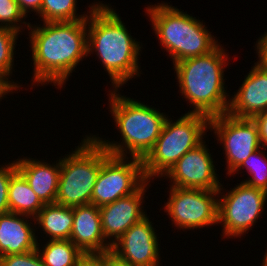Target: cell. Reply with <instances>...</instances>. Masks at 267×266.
Segmentation results:
<instances>
[{
	"label": "cell",
	"instance_id": "obj_1",
	"mask_svg": "<svg viewBox=\"0 0 267 266\" xmlns=\"http://www.w3.org/2000/svg\"><path fill=\"white\" fill-rule=\"evenodd\" d=\"M28 27L33 77L30 86L62 88L74 69L87 58V20L43 22ZM57 86V87H56Z\"/></svg>",
	"mask_w": 267,
	"mask_h": 266
},
{
	"label": "cell",
	"instance_id": "obj_2",
	"mask_svg": "<svg viewBox=\"0 0 267 266\" xmlns=\"http://www.w3.org/2000/svg\"><path fill=\"white\" fill-rule=\"evenodd\" d=\"M87 52H94L109 76L113 89H120L132 78L141 77L139 56L142 43L129 33L121 16L102 1L87 18Z\"/></svg>",
	"mask_w": 267,
	"mask_h": 266
},
{
	"label": "cell",
	"instance_id": "obj_3",
	"mask_svg": "<svg viewBox=\"0 0 267 266\" xmlns=\"http://www.w3.org/2000/svg\"><path fill=\"white\" fill-rule=\"evenodd\" d=\"M225 51L219 44L206 55L173 64L182 99L184 97L192 106L188 113H199L211 118L227 112L231 95L226 92L224 71L230 58L229 52Z\"/></svg>",
	"mask_w": 267,
	"mask_h": 266
},
{
	"label": "cell",
	"instance_id": "obj_4",
	"mask_svg": "<svg viewBox=\"0 0 267 266\" xmlns=\"http://www.w3.org/2000/svg\"><path fill=\"white\" fill-rule=\"evenodd\" d=\"M110 90L107 91L109 112L122 138L117 142L91 135L111 155L127 157L130 154V157L143 159L155 145L169 115L145 102L121 95L119 89Z\"/></svg>",
	"mask_w": 267,
	"mask_h": 266
},
{
	"label": "cell",
	"instance_id": "obj_5",
	"mask_svg": "<svg viewBox=\"0 0 267 266\" xmlns=\"http://www.w3.org/2000/svg\"><path fill=\"white\" fill-rule=\"evenodd\" d=\"M168 4L170 3L163 1L147 5L144 12L150 18L153 33L168 52L173 64L206 55L220 44L203 24V20Z\"/></svg>",
	"mask_w": 267,
	"mask_h": 266
},
{
	"label": "cell",
	"instance_id": "obj_6",
	"mask_svg": "<svg viewBox=\"0 0 267 266\" xmlns=\"http://www.w3.org/2000/svg\"><path fill=\"white\" fill-rule=\"evenodd\" d=\"M209 121L208 116L199 113L187 112L174 122L167 117L155 145L142 159L146 180L163 178L183 155L201 144Z\"/></svg>",
	"mask_w": 267,
	"mask_h": 266
},
{
	"label": "cell",
	"instance_id": "obj_7",
	"mask_svg": "<svg viewBox=\"0 0 267 266\" xmlns=\"http://www.w3.org/2000/svg\"><path fill=\"white\" fill-rule=\"evenodd\" d=\"M110 153L90 134L60 158L56 204L76 207L91 203V196L103 161Z\"/></svg>",
	"mask_w": 267,
	"mask_h": 266
},
{
	"label": "cell",
	"instance_id": "obj_8",
	"mask_svg": "<svg viewBox=\"0 0 267 266\" xmlns=\"http://www.w3.org/2000/svg\"><path fill=\"white\" fill-rule=\"evenodd\" d=\"M223 188L221 185L218 192V225L222 223L223 227L221 237L241 238L251 231L262 217L266 209L267 192L244 182L235 184V187L226 193Z\"/></svg>",
	"mask_w": 267,
	"mask_h": 266
},
{
	"label": "cell",
	"instance_id": "obj_9",
	"mask_svg": "<svg viewBox=\"0 0 267 266\" xmlns=\"http://www.w3.org/2000/svg\"><path fill=\"white\" fill-rule=\"evenodd\" d=\"M164 212L179 230L218 225V192L200 188L169 187Z\"/></svg>",
	"mask_w": 267,
	"mask_h": 266
},
{
	"label": "cell",
	"instance_id": "obj_10",
	"mask_svg": "<svg viewBox=\"0 0 267 266\" xmlns=\"http://www.w3.org/2000/svg\"><path fill=\"white\" fill-rule=\"evenodd\" d=\"M146 181L142 159L110 154L101 165L91 203L97 207L110 204L135 193Z\"/></svg>",
	"mask_w": 267,
	"mask_h": 266
},
{
	"label": "cell",
	"instance_id": "obj_11",
	"mask_svg": "<svg viewBox=\"0 0 267 266\" xmlns=\"http://www.w3.org/2000/svg\"><path fill=\"white\" fill-rule=\"evenodd\" d=\"M209 130L223 147L229 176L244 160L262 147L253 119L235 118L227 113L210 118Z\"/></svg>",
	"mask_w": 267,
	"mask_h": 266
},
{
	"label": "cell",
	"instance_id": "obj_12",
	"mask_svg": "<svg viewBox=\"0 0 267 266\" xmlns=\"http://www.w3.org/2000/svg\"><path fill=\"white\" fill-rule=\"evenodd\" d=\"M153 226L148 215L133 224L111 245L113 259L129 266H160L161 246Z\"/></svg>",
	"mask_w": 267,
	"mask_h": 266
},
{
	"label": "cell",
	"instance_id": "obj_13",
	"mask_svg": "<svg viewBox=\"0 0 267 266\" xmlns=\"http://www.w3.org/2000/svg\"><path fill=\"white\" fill-rule=\"evenodd\" d=\"M206 141L183 155L163 176L172 187L219 190L222 185Z\"/></svg>",
	"mask_w": 267,
	"mask_h": 266
},
{
	"label": "cell",
	"instance_id": "obj_14",
	"mask_svg": "<svg viewBox=\"0 0 267 266\" xmlns=\"http://www.w3.org/2000/svg\"><path fill=\"white\" fill-rule=\"evenodd\" d=\"M151 182L153 183L146 181L135 193L99 207L102 231L110 245L114 244L133 224L147 216L143 203Z\"/></svg>",
	"mask_w": 267,
	"mask_h": 266
},
{
	"label": "cell",
	"instance_id": "obj_15",
	"mask_svg": "<svg viewBox=\"0 0 267 266\" xmlns=\"http://www.w3.org/2000/svg\"><path fill=\"white\" fill-rule=\"evenodd\" d=\"M234 93L229 99L228 115L253 119L267 111V70L255 62Z\"/></svg>",
	"mask_w": 267,
	"mask_h": 266
},
{
	"label": "cell",
	"instance_id": "obj_16",
	"mask_svg": "<svg viewBox=\"0 0 267 266\" xmlns=\"http://www.w3.org/2000/svg\"><path fill=\"white\" fill-rule=\"evenodd\" d=\"M70 240L84 254L109 253L111 245L105 240L99 207L90 203L73 207Z\"/></svg>",
	"mask_w": 267,
	"mask_h": 266
},
{
	"label": "cell",
	"instance_id": "obj_17",
	"mask_svg": "<svg viewBox=\"0 0 267 266\" xmlns=\"http://www.w3.org/2000/svg\"><path fill=\"white\" fill-rule=\"evenodd\" d=\"M35 225V218L27 215L0 214V257L34 251L38 241L42 240L36 236Z\"/></svg>",
	"mask_w": 267,
	"mask_h": 266
},
{
	"label": "cell",
	"instance_id": "obj_18",
	"mask_svg": "<svg viewBox=\"0 0 267 266\" xmlns=\"http://www.w3.org/2000/svg\"><path fill=\"white\" fill-rule=\"evenodd\" d=\"M17 171L25 178L33 192L44 204L56 201L60 178V159L56 162H45L29 158L15 160Z\"/></svg>",
	"mask_w": 267,
	"mask_h": 266
},
{
	"label": "cell",
	"instance_id": "obj_19",
	"mask_svg": "<svg viewBox=\"0 0 267 266\" xmlns=\"http://www.w3.org/2000/svg\"><path fill=\"white\" fill-rule=\"evenodd\" d=\"M73 219V207L45 204L35 217L36 230L41 229L49 240H70Z\"/></svg>",
	"mask_w": 267,
	"mask_h": 266
},
{
	"label": "cell",
	"instance_id": "obj_20",
	"mask_svg": "<svg viewBox=\"0 0 267 266\" xmlns=\"http://www.w3.org/2000/svg\"><path fill=\"white\" fill-rule=\"evenodd\" d=\"M8 204L9 212L33 218L38 215L45 205L18 171L9 181Z\"/></svg>",
	"mask_w": 267,
	"mask_h": 266
},
{
	"label": "cell",
	"instance_id": "obj_21",
	"mask_svg": "<svg viewBox=\"0 0 267 266\" xmlns=\"http://www.w3.org/2000/svg\"><path fill=\"white\" fill-rule=\"evenodd\" d=\"M43 245L37 243L36 250L45 266H78L85 255L71 240H48Z\"/></svg>",
	"mask_w": 267,
	"mask_h": 266
},
{
	"label": "cell",
	"instance_id": "obj_22",
	"mask_svg": "<svg viewBox=\"0 0 267 266\" xmlns=\"http://www.w3.org/2000/svg\"><path fill=\"white\" fill-rule=\"evenodd\" d=\"M100 3L92 2L85 14L79 15L76 10L77 0H43L41 10L37 14L42 22H71L78 20H87L91 11ZM89 13V14H88Z\"/></svg>",
	"mask_w": 267,
	"mask_h": 266
},
{
	"label": "cell",
	"instance_id": "obj_23",
	"mask_svg": "<svg viewBox=\"0 0 267 266\" xmlns=\"http://www.w3.org/2000/svg\"><path fill=\"white\" fill-rule=\"evenodd\" d=\"M265 147H261L244 160L229 176L240 173L239 171L245 170L248 173V179L241 182L245 184L264 190L267 192V154ZM244 168V169H243ZM250 175V176H249Z\"/></svg>",
	"mask_w": 267,
	"mask_h": 266
},
{
	"label": "cell",
	"instance_id": "obj_24",
	"mask_svg": "<svg viewBox=\"0 0 267 266\" xmlns=\"http://www.w3.org/2000/svg\"><path fill=\"white\" fill-rule=\"evenodd\" d=\"M17 31L0 26V74L3 75L17 90H19L23 86L19 85V82H14L12 77V72L14 71V55L16 43L18 40ZM11 79V80H10ZM13 81V82H12Z\"/></svg>",
	"mask_w": 267,
	"mask_h": 266
},
{
	"label": "cell",
	"instance_id": "obj_25",
	"mask_svg": "<svg viewBox=\"0 0 267 266\" xmlns=\"http://www.w3.org/2000/svg\"><path fill=\"white\" fill-rule=\"evenodd\" d=\"M25 18L27 17L20 10L16 0H0V26L22 33L25 26L27 29L30 26V23H27Z\"/></svg>",
	"mask_w": 267,
	"mask_h": 266
},
{
	"label": "cell",
	"instance_id": "obj_26",
	"mask_svg": "<svg viewBox=\"0 0 267 266\" xmlns=\"http://www.w3.org/2000/svg\"><path fill=\"white\" fill-rule=\"evenodd\" d=\"M17 172L15 160L0 165V214L9 212L8 189L10 178Z\"/></svg>",
	"mask_w": 267,
	"mask_h": 266
},
{
	"label": "cell",
	"instance_id": "obj_27",
	"mask_svg": "<svg viewBox=\"0 0 267 266\" xmlns=\"http://www.w3.org/2000/svg\"><path fill=\"white\" fill-rule=\"evenodd\" d=\"M0 266H45L35 249L23 254H9L0 257Z\"/></svg>",
	"mask_w": 267,
	"mask_h": 266
},
{
	"label": "cell",
	"instance_id": "obj_28",
	"mask_svg": "<svg viewBox=\"0 0 267 266\" xmlns=\"http://www.w3.org/2000/svg\"><path fill=\"white\" fill-rule=\"evenodd\" d=\"M78 266H113V256L104 254H85L79 261Z\"/></svg>",
	"mask_w": 267,
	"mask_h": 266
},
{
	"label": "cell",
	"instance_id": "obj_29",
	"mask_svg": "<svg viewBox=\"0 0 267 266\" xmlns=\"http://www.w3.org/2000/svg\"><path fill=\"white\" fill-rule=\"evenodd\" d=\"M255 50L258 55L257 63L267 70V32L260 35V38L256 41Z\"/></svg>",
	"mask_w": 267,
	"mask_h": 266
},
{
	"label": "cell",
	"instance_id": "obj_30",
	"mask_svg": "<svg viewBox=\"0 0 267 266\" xmlns=\"http://www.w3.org/2000/svg\"><path fill=\"white\" fill-rule=\"evenodd\" d=\"M258 127L262 147L267 148V111L253 118Z\"/></svg>",
	"mask_w": 267,
	"mask_h": 266
},
{
	"label": "cell",
	"instance_id": "obj_31",
	"mask_svg": "<svg viewBox=\"0 0 267 266\" xmlns=\"http://www.w3.org/2000/svg\"><path fill=\"white\" fill-rule=\"evenodd\" d=\"M18 2L20 10L28 17V13L36 12L37 15L43 3V0H16ZM31 11V12H30Z\"/></svg>",
	"mask_w": 267,
	"mask_h": 266
},
{
	"label": "cell",
	"instance_id": "obj_32",
	"mask_svg": "<svg viewBox=\"0 0 267 266\" xmlns=\"http://www.w3.org/2000/svg\"><path fill=\"white\" fill-rule=\"evenodd\" d=\"M15 91H18L3 75L0 74V102L5 95L13 94Z\"/></svg>",
	"mask_w": 267,
	"mask_h": 266
},
{
	"label": "cell",
	"instance_id": "obj_33",
	"mask_svg": "<svg viewBox=\"0 0 267 266\" xmlns=\"http://www.w3.org/2000/svg\"><path fill=\"white\" fill-rule=\"evenodd\" d=\"M265 255L263 256V262H262V265L261 266H267V249H266V252L264 253Z\"/></svg>",
	"mask_w": 267,
	"mask_h": 266
},
{
	"label": "cell",
	"instance_id": "obj_34",
	"mask_svg": "<svg viewBox=\"0 0 267 266\" xmlns=\"http://www.w3.org/2000/svg\"><path fill=\"white\" fill-rule=\"evenodd\" d=\"M113 266H129V265H125V264L120 263V262L116 261L115 259H113Z\"/></svg>",
	"mask_w": 267,
	"mask_h": 266
}]
</instances>
